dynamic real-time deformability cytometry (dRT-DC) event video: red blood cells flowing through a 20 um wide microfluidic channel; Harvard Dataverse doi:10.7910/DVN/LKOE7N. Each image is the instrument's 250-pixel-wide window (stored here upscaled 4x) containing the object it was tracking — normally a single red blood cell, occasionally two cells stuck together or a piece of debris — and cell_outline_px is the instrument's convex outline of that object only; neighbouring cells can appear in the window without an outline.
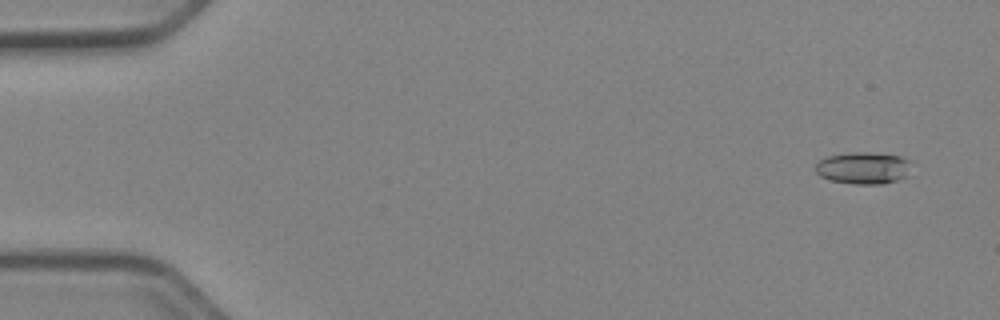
{"species": "Egyptian fruit bat (a non-hibernating species)", "species_latin": "Rousettus aegyptiacus", "temperature_condition": "cold", "stored_images_in_passage": 52, "camera_frame_rate_fps": 3000, "um_per_image_px": 0.085, "animal": {"sex": "female"}, "frame": {"image": 1, "passage_image": 3, "time_ms": 0.667, "image_size_px": [1000, 320], "cell_outline_px": [[912, 160], [908, 176], [884, 184], [856, 184], [832, 180], [820, 176], [816, 172], [816, 164], [820, 160], [828, 156], [848, 152], [868, 152], [900, 156]], "centroid_in_image_um": [73.43, 14.27], "position_along_channel_um": 11.6, "area_um2": 17.98}}
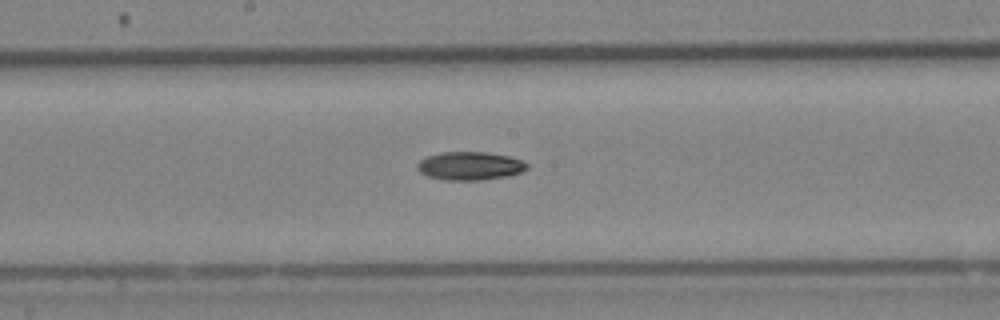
{"frame": {"image": 2, "passage_image": 28, "time_ms": 9.0, "image_size_px": [1000, 320], "cell_outline_px": [[528, 168], [520, 172], [508, 176], [484, 180], [444, 180], [428, 176], [420, 172], [416, 168], [416, 164], [420, 160], [428, 156], [440, 152], [484, 152], [508, 156], [520, 160], [528, 164]], "centroid_in_image_um": [39.92, 14.11], "position_along_channel_um": 208.3, "area_um2": 18.09}}
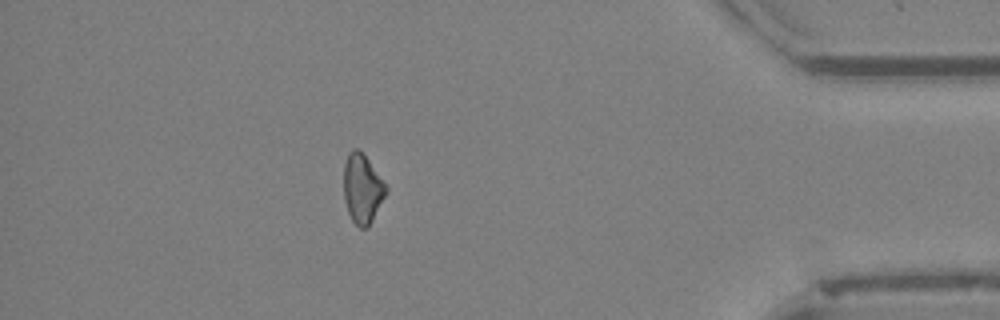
{"frame": {"image": 3, "passage_image": 46, "time_ms": 15.0, "image_size_px": [1000, 320], "cell_outline_px": [[388, 192], [372, 220], [364, 228], [360, 228], [352, 220], [348, 212], [344, 200], [344, 164], [348, 152], [352, 148], [356, 148], [368, 160], [388, 188]], "centroid_in_image_um": [30.79, 16.03], "position_along_channel_um": 404.4, "area_um2": 16.82}, "authors_computed_cell_mechanics": {"area_um2": 17.4267, "velocity_mm_per_s": 3.9651, "shape_relaxation_time_tau1_ms": 4.2817, "shape_relaxation_time_tau2_ms": null, "deformation_change_tau1": 0.1198, "deformation_change_tau2": null}}